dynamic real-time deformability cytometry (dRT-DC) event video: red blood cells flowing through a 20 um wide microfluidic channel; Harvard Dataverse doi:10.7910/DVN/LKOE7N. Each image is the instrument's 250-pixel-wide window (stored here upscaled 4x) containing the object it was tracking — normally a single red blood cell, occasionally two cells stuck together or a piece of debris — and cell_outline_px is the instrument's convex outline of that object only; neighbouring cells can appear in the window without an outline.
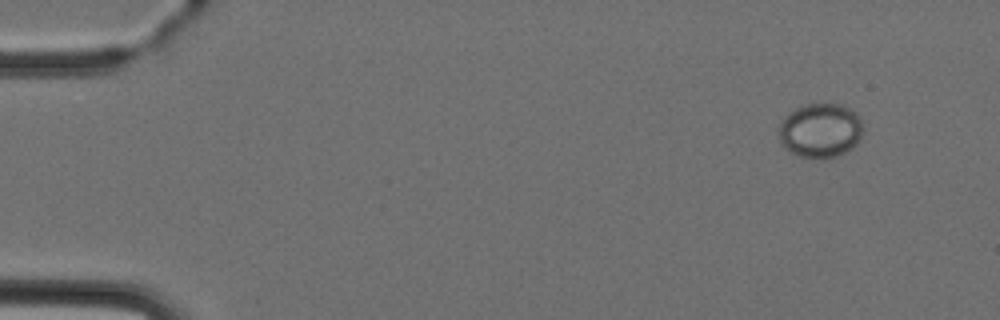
{"species": "Egyptian fruit bat (a non-hibernating species)", "species_latin": "Rousettus aegyptiacus", "temperature_condition": "cold", "stored_images_in_passage": 4, "camera_frame_rate_fps": 3000, "um_per_image_px": 0.085, "animal": {"sex": "female"}, "frame": {"image": 1, "passage_image": 4, "time_ms": 3.667, "image_size_px": [1000, 320], "cell_outline_px": [[864, 128], [860, 140], [852, 148], [836, 156], [800, 156], [784, 148], [780, 140], [780, 124], [784, 116], [788, 112], [804, 104], [840, 104], [856, 112], [860, 116]], "centroid_in_image_um": [69.76, 11.05], "position_along_channel_um": 15.2, "area_um2": 26.47}}